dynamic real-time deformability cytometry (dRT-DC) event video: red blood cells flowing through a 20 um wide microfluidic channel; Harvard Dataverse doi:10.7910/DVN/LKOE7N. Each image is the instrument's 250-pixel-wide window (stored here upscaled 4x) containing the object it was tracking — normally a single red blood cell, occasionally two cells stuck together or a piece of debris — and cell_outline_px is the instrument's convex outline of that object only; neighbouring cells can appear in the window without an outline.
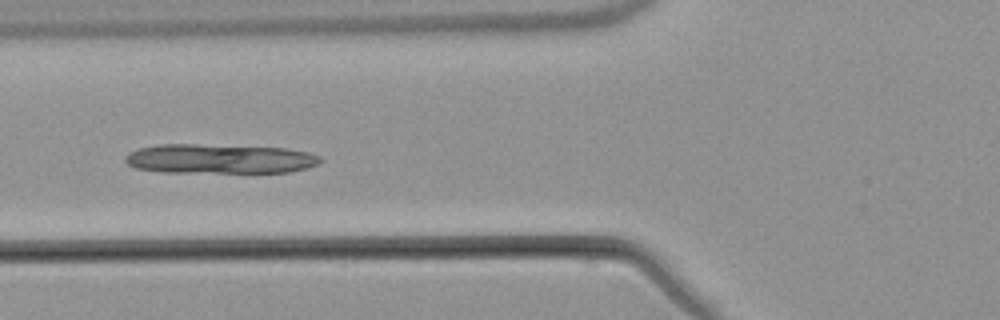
{"species": "common noctule bat (a hibernating species)", "species_latin": "Nyctalus noctula", "temperature_condition": "warm", "stored_images_in_passage": 4, "camera_frame_rate_fps": 3000, "um_per_image_px": 0.085, "animal": {"sex": "male", "body_mass_g": 21.5, "forearm_length_mm": 52.0}, "frame": {"image": 1, "passage_image": 2, "time_ms": 1.333, "image_size_px": [1000, 320], "cell_outline_px": [[324, 160], [320, 164], [288, 172], [160, 172], [136, 168], [128, 164], [124, 160], [124, 156], [128, 152], [140, 148], [160, 144], [196, 144], [284, 148], [308, 152], [320, 156]], "centroid_in_image_um": [18.65, 13.5], "position_along_channel_um": 107.2, "area_um2": 33.58}}
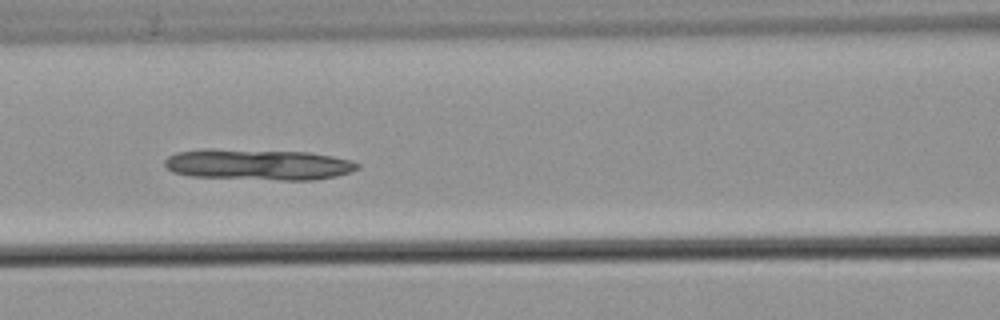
{"frame": {"image": 2, "passage_image": 3, "time_ms": 2.333, "image_size_px": [1000, 320], "cell_outline_px": [[360, 168], [352, 172], [336, 176], [316, 180], [284, 180], [188, 176], [172, 172], [164, 164], [164, 160], [168, 156], [176, 152], [204, 148], [212, 148], [308, 152], [332, 156], [352, 160], [360, 164]], "centroid_in_image_um": [21.95, 13.98], "position_along_channel_um": 144.7, "area_um2": 35.26}}